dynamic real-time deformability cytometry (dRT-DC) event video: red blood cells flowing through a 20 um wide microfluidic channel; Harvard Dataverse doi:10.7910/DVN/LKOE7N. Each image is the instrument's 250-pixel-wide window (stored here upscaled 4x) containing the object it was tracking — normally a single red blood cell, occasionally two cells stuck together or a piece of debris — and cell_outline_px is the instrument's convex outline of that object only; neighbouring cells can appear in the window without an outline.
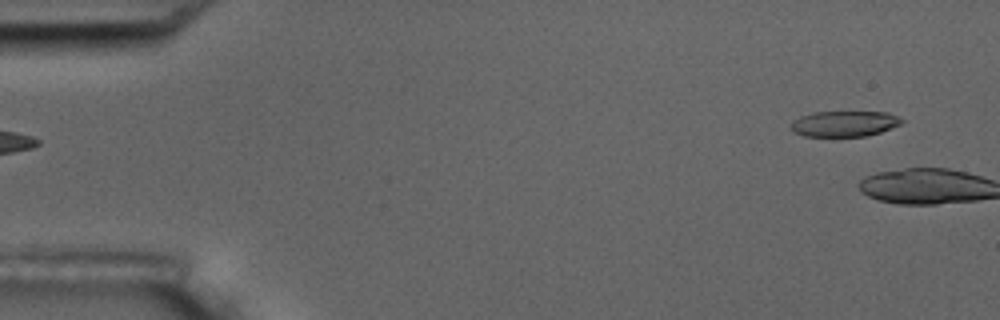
{"species": "common noctule bat (a hibernating species)", "species_latin": "Nyctalus noctula", "temperature_condition": "room temperature", "stored_images_in_passage": 5, "segment_of_instrument_passage": [2, 2], "camera_frame_rate_fps": 3000, "um_per_image_px": 0.085, "animal": {"sex": "male", "body_mass_g": 17.5, "forearm_length_mm": 52.3}, "frame": {"image": 1, "passage_image": 5, "time_ms": 5.667, "image_size_px": [1000, 320], "cell_outline_px": [[904, 120], [900, 124], [892, 128], [880, 132], [864, 136], [804, 136], [792, 132], [792, 120], [800, 116], [812, 112], [888, 112], [900, 116]], "centroid_in_image_um": [71.78, 10.51], "position_along_channel_um": 13.2, "area_um2": 16.65}}